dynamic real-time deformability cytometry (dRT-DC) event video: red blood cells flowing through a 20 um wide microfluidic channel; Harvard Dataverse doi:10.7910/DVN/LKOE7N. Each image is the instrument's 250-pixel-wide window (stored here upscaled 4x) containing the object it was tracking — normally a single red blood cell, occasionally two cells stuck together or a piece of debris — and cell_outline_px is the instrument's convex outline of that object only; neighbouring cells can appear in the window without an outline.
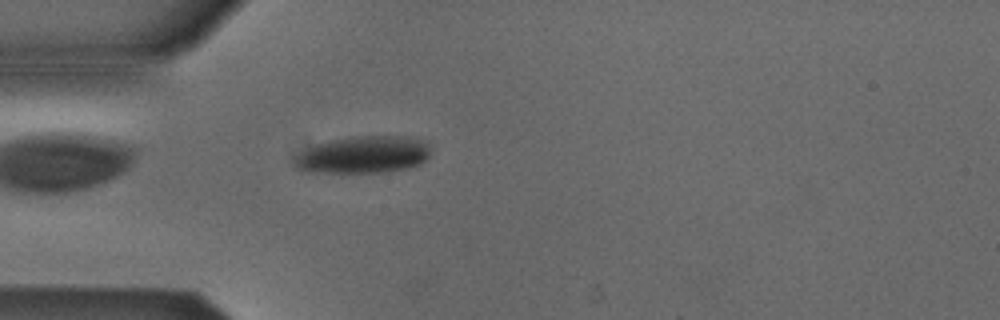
{"species": "Egyptian fruit bat (a non-hibernating species)", "species_latin": "Rousettus aegyptiacus", "temperature_condition": "cold", "stored_images_in_passage": 38, "camera_frame_rate_fps": 3000, "um_per_image_px": 0.085, "animal": {"sex": "male"}, "frame": {"image": 1, "passage_image": 1, "time_ms": 0.0, "image_size_px": [1000, 320], "cell_outline_px": [[428, 156], [420, 164], [388, 172], [308, 172], [300, 168], [296, 164], [296, 156], [308, 148], [316, 144], [328, 140], [356, 136], [416, 136], [428, 140]], "centroid_in_image_um": [30.96, 13.12], "position_along_channel_um": 54.0, "area_um2": 29.36}}
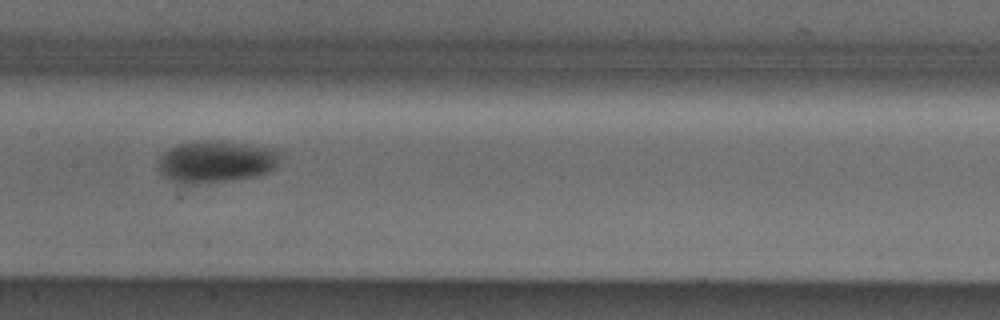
{"frame": {"image": 2, "passage_image": 12, "time_ms": 3.667, "image_size_px": [1000, 320], "cell_outline_px": [[284, 148], [276, 168], [268, 172], [256, 176], [232, 180], [196, 184], [180, 184], [164, 176], [160, 172], [160, 156], [168, 148], [192, 140], [220, 140]], "centroid_in_image_um": [18.46, 13.71], "position_along_channel_um": 188.9, "area_um2": 30.69}}
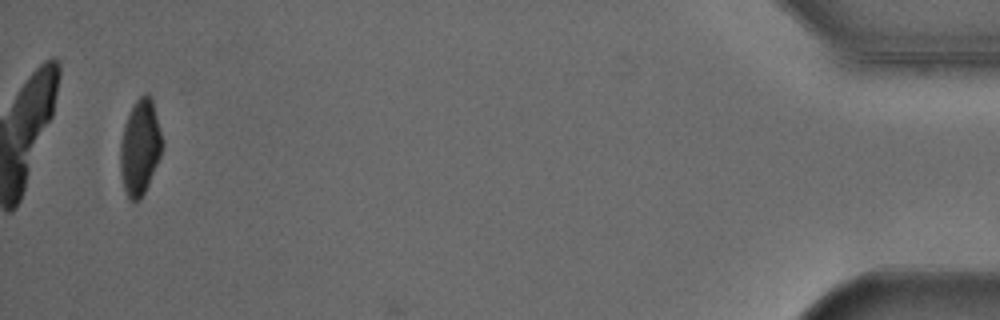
{"frame": {"image": 3, "passage_image": 37, "time_ms": 12.0, "image_size_px": [1000, 320], "cell_outline_px": [[164, 144], [160, 156], [148, 184], [140, 200], [132, 204], [128, 200], [124, 188], [120, 168], [120, 140], [124, 124], [136, 100], [144, 92], [148, 92], [152, 96]], "centroid_in_image_um": [11.9, 12.51], "position_along_channel_um": 423.3, "area_um2": 23.58}, "authors_computed_cell_mechanics": {"area_um2": 27.8885, "velocity_mm_per_s": 3.8722, "shape_relaxation_time_tau1_ms": 2.6525, "shape_relaxation_time_tau2_ms": null, "deformation_change_tau1": 0.1186, "deformation_change_tau2": null}}